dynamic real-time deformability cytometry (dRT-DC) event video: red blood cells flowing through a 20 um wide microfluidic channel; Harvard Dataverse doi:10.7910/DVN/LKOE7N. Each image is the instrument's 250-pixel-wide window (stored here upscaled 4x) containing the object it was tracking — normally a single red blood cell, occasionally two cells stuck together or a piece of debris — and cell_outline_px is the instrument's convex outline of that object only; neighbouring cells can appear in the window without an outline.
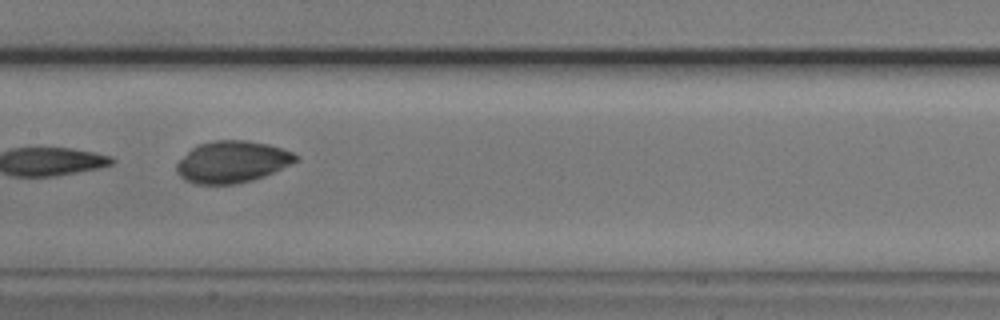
{"species": "common noctule bat (a hibernating species)", "species_latin": "Nyctalus noctula", "temperature_condition": "cold", "stored_images_in_passage": 5, "camera_frame_rate_fps": 3000, "um_per_image_px": 0.085, "animal": {"sex": "male", "body_mass_g": 20.5, "forearm_length_mm": 52.5}, "frame": {"image": 1, "passage_image": 5, "time_ms": 1.333, "image_size_px": [1000, 320], "cell_outline_px": [[300, 160], [264, 176], [252, 180], [236, 184], [196, 184], [184, 180], [176, 172], [176, 164], [192, 148], [200, 144], [216, 140], [244, 140], [268, 144], [292, 152], [300, 156]], "centroid_in_image_um": [19.75, 13.76], "position_along_channel_um": 187.7, "area_um2": 28.9}}